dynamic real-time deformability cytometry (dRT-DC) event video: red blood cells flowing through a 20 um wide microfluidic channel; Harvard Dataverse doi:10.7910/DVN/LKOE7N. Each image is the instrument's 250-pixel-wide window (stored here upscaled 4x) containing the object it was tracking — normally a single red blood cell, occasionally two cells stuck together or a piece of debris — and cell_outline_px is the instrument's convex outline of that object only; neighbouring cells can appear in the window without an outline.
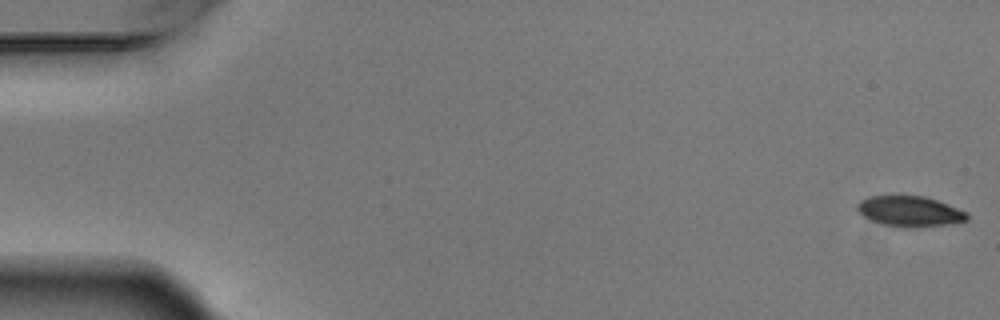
{"species": "Egyptian fruit bat (a non-hibernating species)", "species_latin": "Rousettus aegyptiacus", "temperature_condition": "warm", "stored_images_in_passage": 4, "camera_frame_rate_fps": 3000, "um_per_image_px": 0.085, "animal": {"sex": "male"}, "frame": {"image": 1, "passage_image": 1, "time_ms": 0.0, "image_size_px": [1000, 320], "cell_outline_px": [[968, 220], [956, 224], [920, 228], [904, 228], [884, 224], [868, 220], [856, 208], [856, 204], [860, 200], [868, 196], [924, 196], [936, 200], [968, 212]], "centroid_in_image_um": [77.36, 17.99], "position_along_channel_um": 7.6, "area_um2": 19.88}}